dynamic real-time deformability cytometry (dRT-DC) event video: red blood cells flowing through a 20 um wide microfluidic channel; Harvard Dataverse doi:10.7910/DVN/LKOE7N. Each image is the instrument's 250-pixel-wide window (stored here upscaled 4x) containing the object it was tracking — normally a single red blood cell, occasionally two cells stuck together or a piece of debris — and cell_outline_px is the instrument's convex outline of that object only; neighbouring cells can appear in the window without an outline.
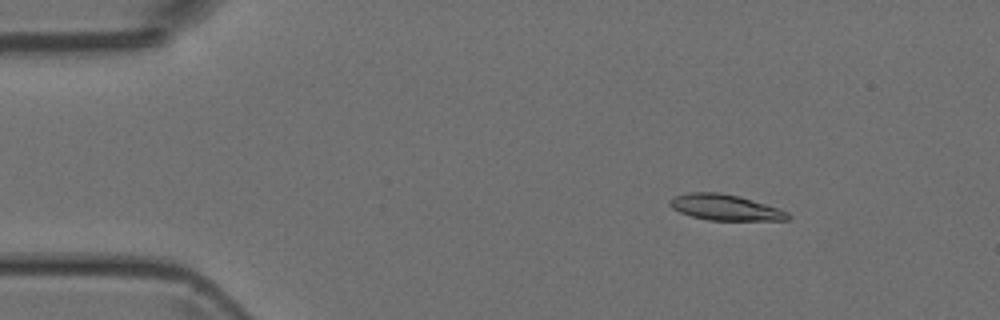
{"species": "Egyptian fruit bat (a non-hibernating species)", "species_latin": "Rousettus aegyptiacus", "temperature_condition": "room temperature", "stored_images_in_passage": 18, "camera_frame_rate_fps": 3000, "um_per_image_px": 0.085, "animal": {"sex": "female"}, "frame": {"image": 1, "passage_image": 7, "time_ms": 2.0, "image_size_px": [1000, 320], "cell_outline_px": [[792, 216], [788, 220], [708, 220], [692, 216], [680, 212], [672, 208], [668, 204], [668, 200], [676, 196], [688, 192], [720, 192], [740, 196], [788, 212]], "centroid_in_image_um": [61.61, 17.62], "position_along_channel_um": 23.4, "area_um2": 17.69}}
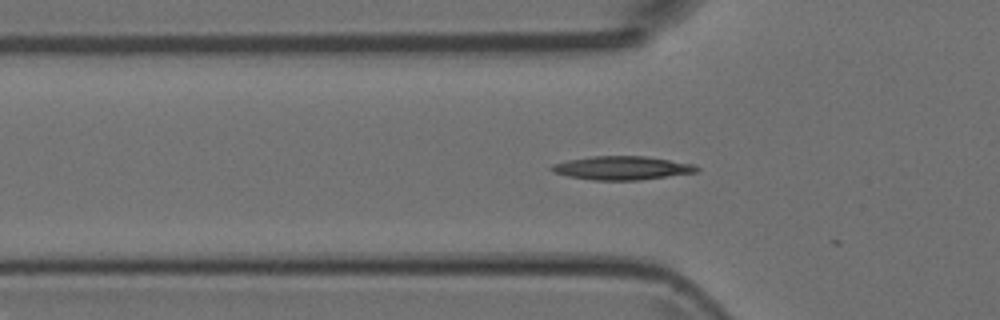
{"frame": {"image": 2, "passage_image": 16, "time_ms": 5.0, "image_size_px": [1000, 320], "cell_outline_px": [[700, 168], [696, 172], [640, 180], [592, 180], [568, 176], [552, 172], [548, 168], [552, 164], [568, 160], [592, 156], [644, 156], [692, 164]], "centroid_in_image_um": [52.8, 14.28], "position_along_channel_um": 73.0, "area_um2": 19.83}}